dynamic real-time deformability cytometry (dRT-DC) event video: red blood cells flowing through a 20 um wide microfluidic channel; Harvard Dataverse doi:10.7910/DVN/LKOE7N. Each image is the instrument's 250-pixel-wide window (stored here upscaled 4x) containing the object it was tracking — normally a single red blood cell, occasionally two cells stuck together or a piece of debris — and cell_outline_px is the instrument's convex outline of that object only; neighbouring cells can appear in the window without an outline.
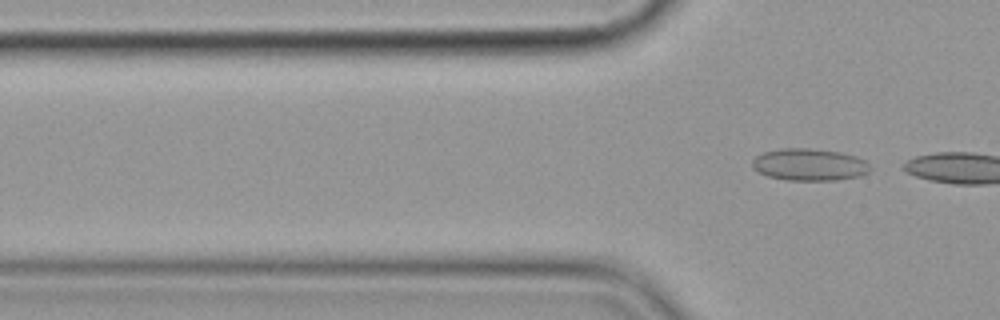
{"species": "common noctule bat (a hibernating species)", "species_latin": "Nyctalus noctula", "temperature_condition": "cold", "stored_images_in_passage": 7, "segment_of_instrument_passage": [2, 2], "camera_frame_rate_fps": 3000, "um_per_image_px": 0.085, "animal": {"sex": "female", "body_mass_g": 19.9}, "frame": {"image": 1, "passage_image": 7, "time_ms": 7.667, "image_size_px": [1000, 320], "cell_outline_px": [[872, 168], [868, 172], [856, 176], [836, 180], [788, 180], [768, 176], [756, 172], [752, 168], [752, 160], [756, 156], [764, 152], [780, 148], [808, 148], [840, 152], [856, 156], [864, 160]], "centroid_in_image_um": [68.75, 13.99], "position_along_channel_um": 57.0, "area_um2": 22.02}}